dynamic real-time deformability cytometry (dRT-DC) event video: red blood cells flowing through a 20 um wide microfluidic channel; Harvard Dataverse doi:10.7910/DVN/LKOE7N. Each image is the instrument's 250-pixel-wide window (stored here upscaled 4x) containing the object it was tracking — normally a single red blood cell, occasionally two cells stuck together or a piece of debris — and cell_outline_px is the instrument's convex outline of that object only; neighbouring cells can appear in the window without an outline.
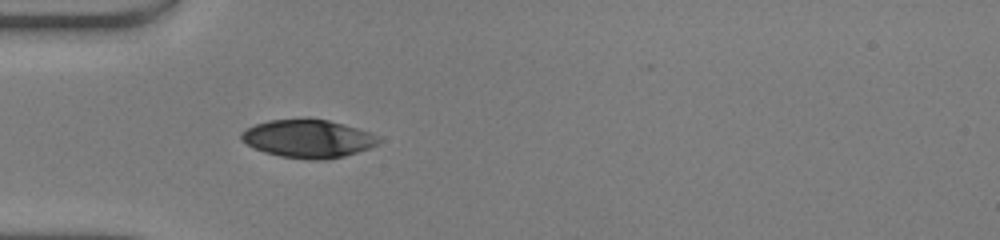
{"species": "human", "species_latin": "Homo sapiens", "temperature_condition": "warm", "stored_images_in_passage": 35, "camera_frame_rate_fps": 3000, "um_per_image_px": 0.085, "donor": {"sex": "male"}, "frame": {"image": 1, "passage_image": 1, "time_ms": 0.0, "image_size_px": [1000, 240], "cell_outline_px": [[380, 144], [344, 156], [324, 160], [312, 160], [280, 156], [264, 152], [252, 148], [240, 140], [240, 132], [256, 124], [268, 120], [328, 120], [344, 124], [372, 132], [380, 136]], "centroid_in_image_um": [26.19, 11.8], "position_along_channel_um": 58.8, "area_um2": 30.4}}
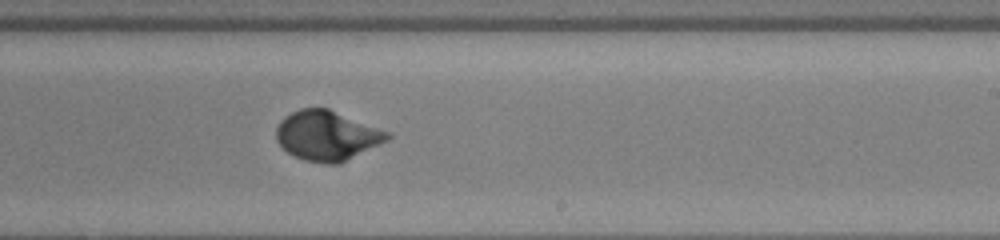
{"frame": {"image": 2, "passage_image": 16, "time_ms": 5.0, "image_size_px": [1000, 240], "cell_outline_px": [[392, 136], [388, 140], [340, 164], [324, 164], [304, 160], [288, 152], [276, 140], [276, 128], [280, 120], [284, 116], [300, 108], [328, 108], [392, 132]], "centroid_in_image_um": [27.82, 11.52], "position_along_channel_um": 261.2, "area_um2": 32.48}}
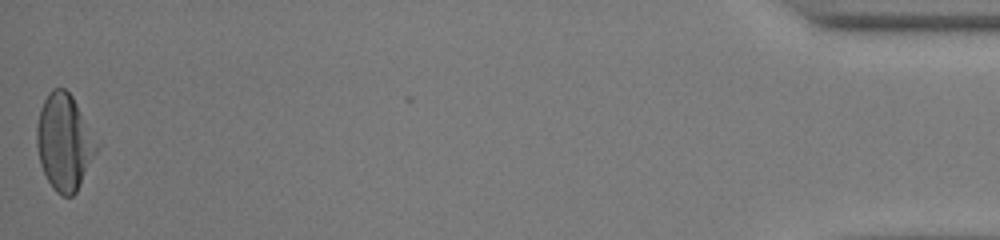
{"frame": {"image": 3, "passage_image": 35, "time_ms": 11.333, "image_size_px": [1000, 240], "cell_outline_px": [[100, 144], [76, 192], [72, 196], [64, 196], [56, 192], [52, 188], [40, 164], [36, 144], [36, 124], [40, 108], [48, 92], [52, 88], [64, 88], [72, 96]], "centroid_in_image_um": [5.45, 12.06], "position_along_channel_um": 429.8, "area_um2": 33.52}, "authors_computed_cell_mechanics": {"area_um2": 31.3276, "velocity_mm_per_s": 4.1512, "shape_relaxation_time_tau1_ms": 2.7372, "shape_relaxation_time_tau2_ms": null, "deformation_change_tau1": 0.1836, "deformation_change_tau2": null}}